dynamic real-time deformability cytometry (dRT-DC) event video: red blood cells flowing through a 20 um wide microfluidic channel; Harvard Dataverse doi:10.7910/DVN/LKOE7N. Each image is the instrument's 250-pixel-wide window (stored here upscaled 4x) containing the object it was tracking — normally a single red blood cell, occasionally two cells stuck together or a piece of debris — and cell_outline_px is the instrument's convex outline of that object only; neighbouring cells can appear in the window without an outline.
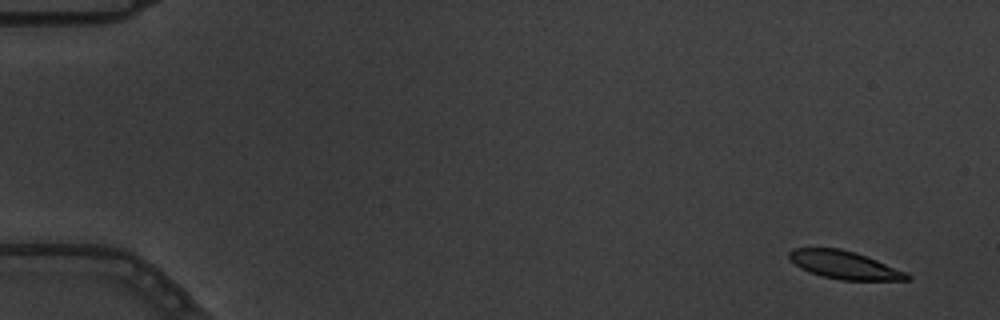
{"species": "common noctule bat (a hibernating species)", "species_latin": "Nyctalus noctula", "temperature_condition": "warm", "stored_images_in_passage": 6, "camera_frame_rate_fps": 3000, "um_per_image_px": 0.085, "animal": {"sex": "male", "body_mass_g": 19.5, "forearm_length_mm": 54.6}, "frame": {"image": 1, "passage_image": 1, "time_ms": 0.0, "image_size_px": [1000, 320], "cell_outline_px": [[912, 280], [840, 280], [808, 272], [800, 268], [788, 256], [788, 252], [792, 248], [840, 248], [856, 252], [908, 272], [912, 276]], "centroid_in_image_um": [71.82, 22.52], "position_along_channel_um": 13.2, "area_um2": 19.31}}
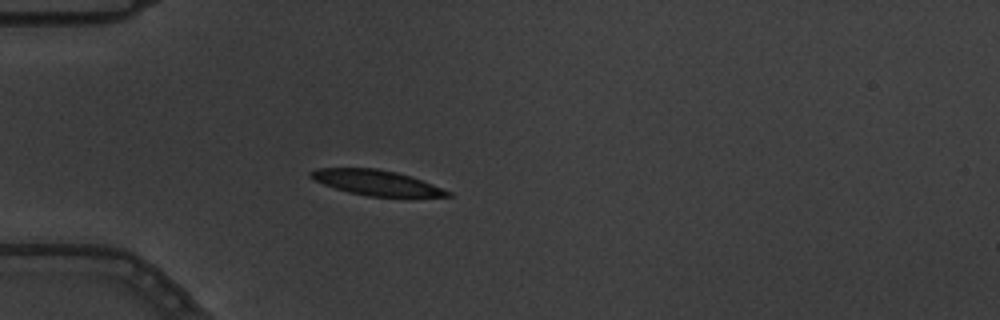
{"frame": {"image": 2, "passage_image": 5, "time_ms": 1.333, "image_size_px": [1000, 320], "cell_outline_px": [[452, 196], [368, 196], [348, 192], [324, 184], [308, 176], [308, 172], [316, 168], [376, 168], [396, 172], [432, 184], [452, 192]], "centroid_in_image_um": [31.94, 15.51], "position_along_channel_um": 53.1, "area_um2": 19.71}}